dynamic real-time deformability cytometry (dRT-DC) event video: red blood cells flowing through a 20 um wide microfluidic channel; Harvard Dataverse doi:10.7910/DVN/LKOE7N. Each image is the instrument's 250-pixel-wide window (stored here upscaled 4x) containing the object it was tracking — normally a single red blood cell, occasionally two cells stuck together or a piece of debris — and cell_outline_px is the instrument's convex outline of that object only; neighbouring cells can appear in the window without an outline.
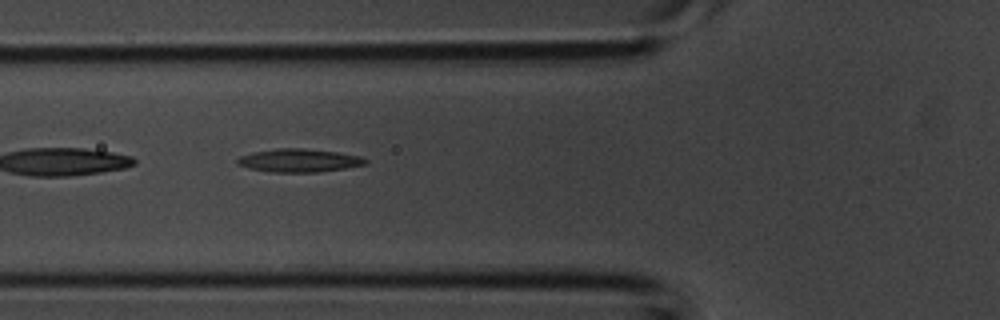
{"species": "common noctule bat (a hibernating species)", "species_latin": "Nyctalus noctula", "temperature_condition": "room temperature", "stored_images_in_passage": 2, "camera_frame_rate_fps": 3000, "um_per_image_px": 0.085, "animal": {"sex": "male", "body_mass_g": 20.1, "forearm_length_mm": 53.5}, "frame": {"image": 1, "passage_image": 2, "time_ms": 0.333, "image_size_px": [1000, 320], "cell_outline_px": [[368, 164], [344, 168], [316, 172], [272, 172], [248, 168], [236, 164], [236, 160], [240, 156], [252, 152], [280, 148], [304, 148], [336, 152], [360, 156], [368, 160]], "centroid_in_image_um": [25.4, 13.64], "position_along_channel_um": 100.4, "area_um2": 17.28}}